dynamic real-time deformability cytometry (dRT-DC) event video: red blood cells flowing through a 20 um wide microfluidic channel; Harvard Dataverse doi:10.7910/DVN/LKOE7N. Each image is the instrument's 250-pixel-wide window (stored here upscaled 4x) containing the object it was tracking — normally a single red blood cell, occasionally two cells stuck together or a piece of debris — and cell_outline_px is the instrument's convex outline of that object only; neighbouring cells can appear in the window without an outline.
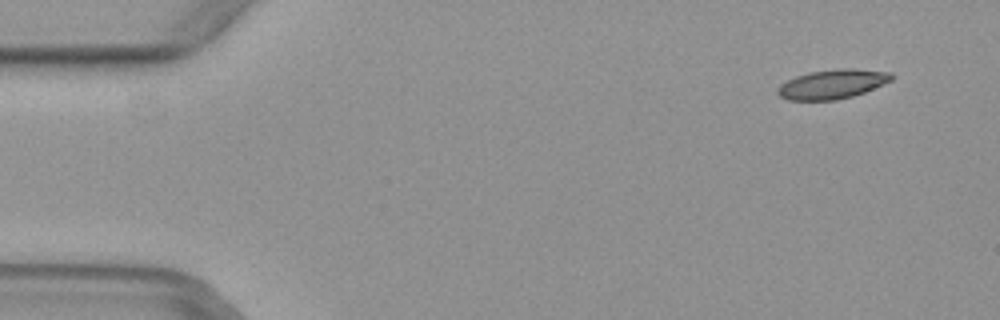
{"species": "common noctule bat (a hibernating species)", "species_latin": "Nyctalus noctula", "temperature_condition": "warm", "stored_images_in_passage": 49, "camera_frame_rate_fps": 3000, "um_per_image_px": 0.085, "animal": {"sex": "female", "body_mass_g": 29.2, "forearm_length_mm": 56.3}, "frame": {"image": 1, "passage_image": 3, "time_ms": 0.667, "image_size_px": [1000, 320], "cell_outline_px": [[892, 80], [864, 92], [852, 96], [836, 100], [788, 100], [780, 96], [776, 92], [776, 88], [780, 84], [796, 76], [808, 72], [840, 68], [852, 68], [892, 72]], "centroid_in_image_um": [70.72, 7.14], "position_along_channel_um": 14.3, "area_um2": 19.48}}
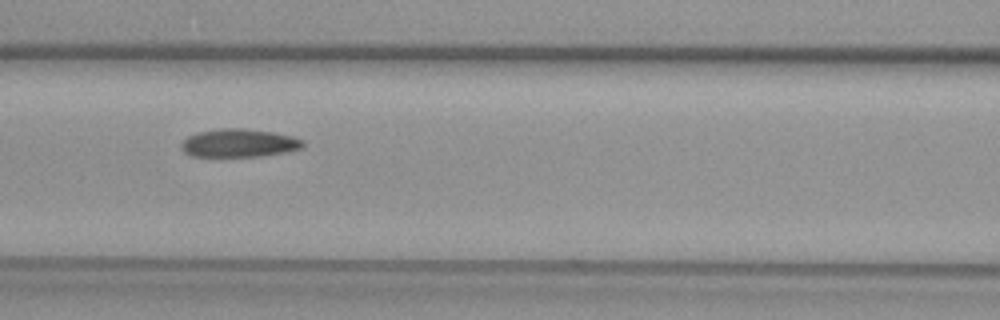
{"frame": {"image": 2, "passage_image": 21, "time_ms": 6.667, "image_size_px": [1000, 320], "cell_outline_px": [[304, 144], [300, 148], [284, 152], [260, 156], [192, 156], [184, 152], [180, 148], [180, 144], [188, 136], [196, 132], [220, 128], [244, 128], [272, 132], [292, 136], [304, 140]], "centroid_in_image_um": [20.27, 12.15], "position_along_channel_um": 146.3, "area_um2": 19.94}}
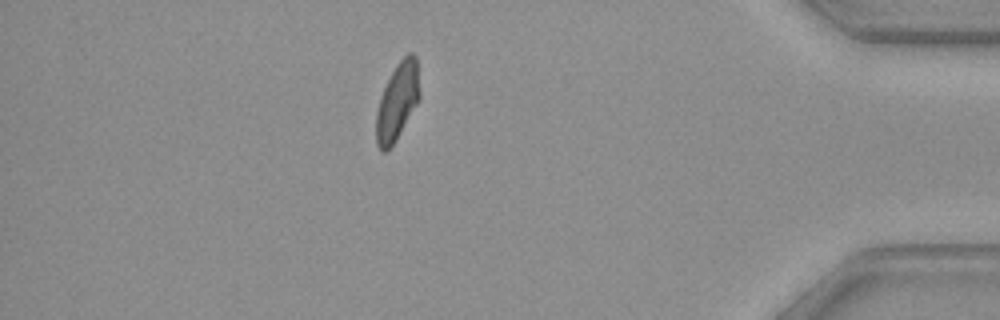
{"frame": {"image": 3, "passage_image": 43, "time_ms": 14.0, "image_size_px": [1000, 320], "cell_outline_px": [[420, 100], [396, 140], [384, 152], [380, 152], [376, 144], [376, 112], [380, 96], [396, 64], [408, 52], [412, 52], [416, 56], [420, 92]], "centroid_in_image_um": [33.78, 8.63], "position_along_channel_um": 401.4, "area_um2": 19.65}}